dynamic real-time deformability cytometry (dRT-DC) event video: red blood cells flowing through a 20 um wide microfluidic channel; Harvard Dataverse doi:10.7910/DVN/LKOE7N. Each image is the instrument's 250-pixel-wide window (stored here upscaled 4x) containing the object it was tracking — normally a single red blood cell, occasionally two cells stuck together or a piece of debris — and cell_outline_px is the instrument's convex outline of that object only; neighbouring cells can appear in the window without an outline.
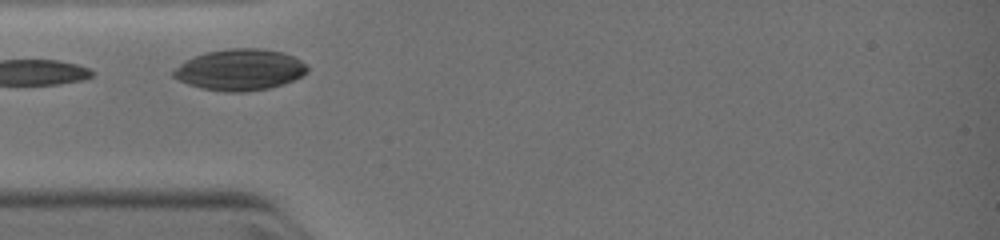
{"species": "common noctule bat (a hibernating species)", "species_latin": "Nyctalus noctula", "temperature_condition": "warm", "stored_images_in_passage": 16, "camera_frame_rate_fps": 3000, "um_per_image_px": 0.085, "animal": {"sex": "female", "body_mass_g": 19.0, "forearm_length_mm": 51.5}, "frame": {"image": 1, "passage_image": 1, "time_ms": 0.0, "image_size_px": [1000, 240], "cell_outline_px": [[308, 72], [284, 84], [268, 88], [244, 92], [228, 92], [204, 88], [188, 84], [172, 76], [172, 72], [180, 64], [192, 56], [204, 52], [232, 48], [256, 48], [280, 52], [292, 56], [308, 64]], "centroid_in_image_um": [20.39, 5.92], "position_along_channel_um": 64.6, "area_um2": 31.96}}